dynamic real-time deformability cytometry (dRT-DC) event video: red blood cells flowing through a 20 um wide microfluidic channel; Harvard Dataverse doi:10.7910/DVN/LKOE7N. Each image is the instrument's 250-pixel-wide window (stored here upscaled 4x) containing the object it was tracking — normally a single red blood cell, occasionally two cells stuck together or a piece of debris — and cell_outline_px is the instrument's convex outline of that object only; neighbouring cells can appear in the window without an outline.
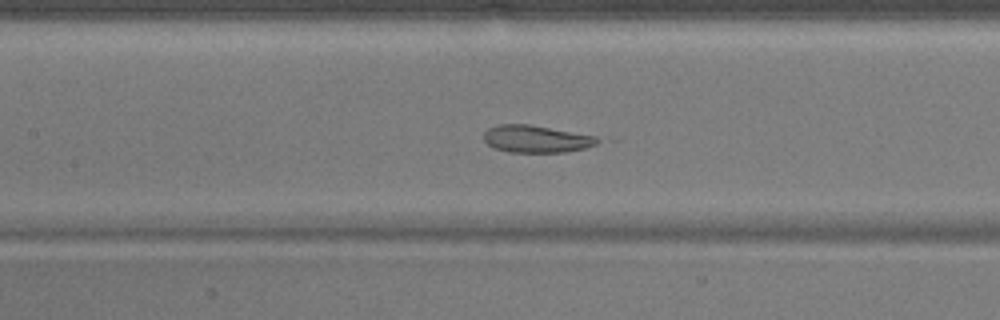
{"species": "common noctule bat (a hibernating species)", "species_latin": "Nyctalus noctula", "temperature_condition": "warm", "stored_images_in_passage": 27, "camera_frame_rate_fps": 3000, "um_per_image_px": 0.085, "animal": {"sex": "male", "body_mass_g": 17.9}, "frame": {"image": 1, "passage_image": 9, "time_ms": 2.667, "image_size_px": [1000, 320], "cell_outline_px": [[604, 140], [596, 144], [584, 148], [564, 152], [508, 152], [496, 148], [488, 144], [484, 140], [484, 132], [488, 128], [500, 124], [528, 124], [596, 136]], "centroid_in_image_um": [45.59, 11.81], "position_along_channel_um": 161.8, "area_um2": 17.98}}
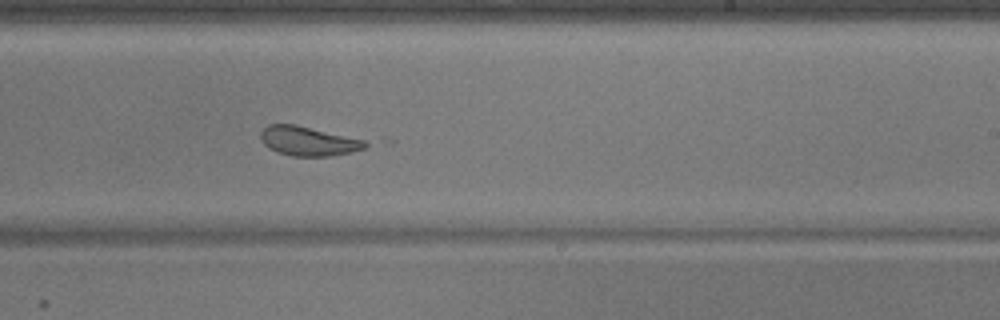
{"frame": {"image": 2, "passage_image": 17, "time_ms": 5.333, "image_size_px": [1000, 320], "cell_outline_px": [[368, 144], [364, 148], [352, 152], [328, 156], [292, 156], [276, 152], [268, 148], [260, 140], [260, 132], [268, 124], [296, 124], [364, 140]], "centroid_in_image_um": [26.15, 11.99], "position_along_channel_um": 262.9, "area_um2": 17.86}}
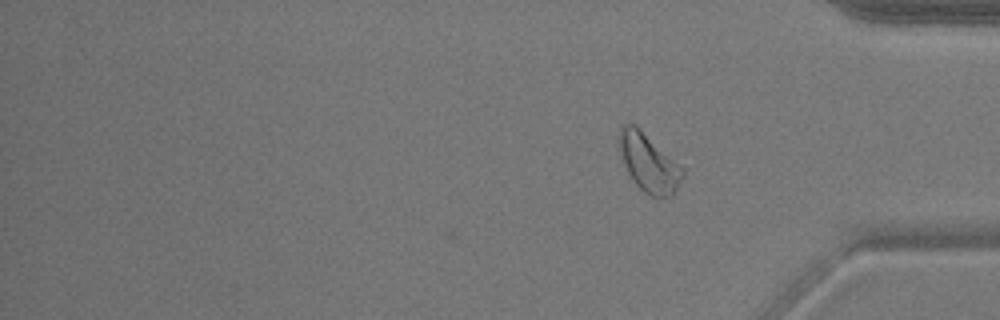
{"frame": {"image": 3, "passage_image": 27, "time_ms": 8.667, "image_size_px": [1000, 320], "cell_outline_px": [[684, 176], [672, 196], [652, 196], [644, 192], [632, 180], [616, 148], [620, 128], [624, 124], [636, 124], [680, 164], [684, 168]], "centroid_in_image_um": [55.11, 13.8], "position_along_channel_um": 380.1, "area_um2": 21.79}, "authors_computed_cell_mechanics": {"area_um2": 18.6694, "velocity_mm_per_s": 3.8049, "shape_relaxation_time_tau1_ms": null, "shape_relaxation_time_tau2_ms": 1.437, "deformation_change_tau1": null, "deformation_change_tau2": 0.0946}}